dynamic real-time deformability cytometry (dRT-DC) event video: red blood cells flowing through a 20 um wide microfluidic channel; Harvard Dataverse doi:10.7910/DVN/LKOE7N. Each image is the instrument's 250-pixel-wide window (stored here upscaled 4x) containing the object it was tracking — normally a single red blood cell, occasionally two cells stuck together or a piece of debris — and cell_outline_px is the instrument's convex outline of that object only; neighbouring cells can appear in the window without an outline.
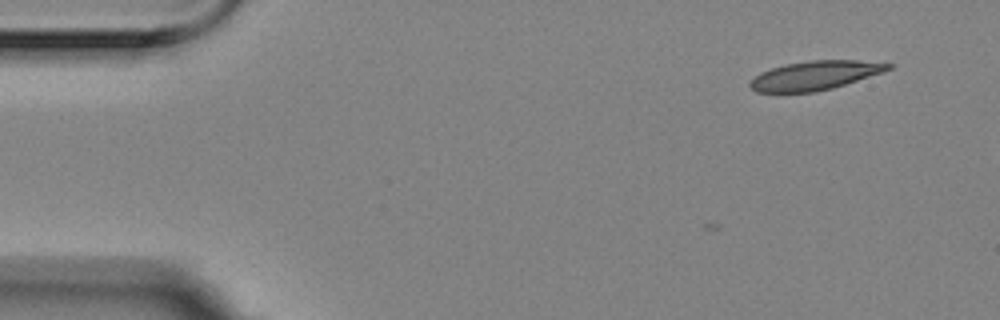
{"species": "Egyptian fruit bat (a non-hibernating species)", "species_latin": "Rousettus aegyptiacus", "temperature_condition": "room temperature", "stored_images_in_passage": 3, "camera_frame_rate_fps": 3000, "um_per_image_px": 0.085, "animal": {"sex": "female"}, "frame": {"image": 1, "passage_image": 1, "time_ms": 0.0, "image_size_px": [1000, 320], "cell_outline_px": [[896, 64], [892, 68], [884, 72], [832, 88], [816, 92], [756, 92], [748, 84], [760, 72], [784, 64], [808, 60], [856, 60]], "centroid_in_image_um": [69.3, 6.4], "position_along_channel_um": 15.7, "area_um2": 23.35}}